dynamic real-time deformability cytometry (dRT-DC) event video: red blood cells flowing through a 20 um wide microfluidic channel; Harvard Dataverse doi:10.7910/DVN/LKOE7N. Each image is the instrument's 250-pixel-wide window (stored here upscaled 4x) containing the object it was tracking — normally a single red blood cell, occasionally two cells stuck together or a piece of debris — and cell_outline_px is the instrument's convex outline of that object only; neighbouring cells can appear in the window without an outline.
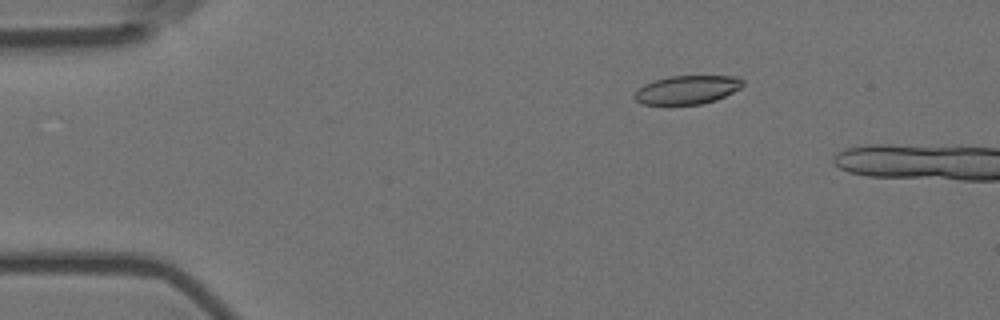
{"species": "Egyptian fruit bat (a non-hibernating species)", "species_latin": "Rousettus aegyptiacus", "temperature_condition": "room temperature", "stored_images_in_passage": 4, "camera_frame_rate_fps": 3000, "um_per_image_px": 0.085, "animal": {"sex": "female"}, "frame": {"image": 1, "passage_image": 3, "time_ms": 0.667, "image_size_px": [1000, 320], "cell_outline_px": [[744, 84], [740, 88], [716, 100], [700, 104], [644, 104], [636, 100], [636, 92], [644, 84], [668, 76], [736, 76], [744, 80]], "centroid_in_image_um": [58.46, 7.62], "position_along_channel_um": 26.5, "area_um2": 17.74}}